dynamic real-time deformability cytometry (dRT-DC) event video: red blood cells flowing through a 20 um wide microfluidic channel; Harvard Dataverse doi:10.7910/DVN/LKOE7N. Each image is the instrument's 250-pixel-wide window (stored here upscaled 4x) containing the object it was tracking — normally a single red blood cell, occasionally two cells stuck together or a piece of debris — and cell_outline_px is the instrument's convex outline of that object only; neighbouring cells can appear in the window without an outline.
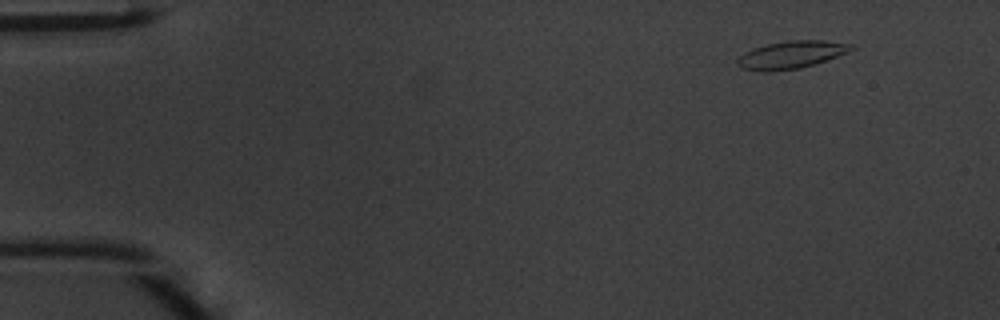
{"species": "common noctule bat (a hibernating species)", "species_latin": "Nyctalus noctula", "temperature_condition": "warm", "stored_images_in_passage": 44, "camera_frame_rate_fps": 3000, "um_per_image_px": 0.085, "animal": {"sex": "male", "body_mass_g": 20.1, "forearm_length_mm": 53.5}, "frame": {"image": 1, "passage_image": 1, "time_ms": 0.0, "image_size_px": [1000, 320], "cell_outline_px": [[856, 48], [848, 52], [816, 64], [800, 68], [768, 72], [764, 72], [740, 68], [736, 64], [736, 60], [744, 52], [752, 48], [768, 44], [788, 40], [824, 40], [852, 44]], "centroid_in_image_um": [67.24, 4.66], "position_along_channel_um": 17.8, "area_um2": 18.5}}
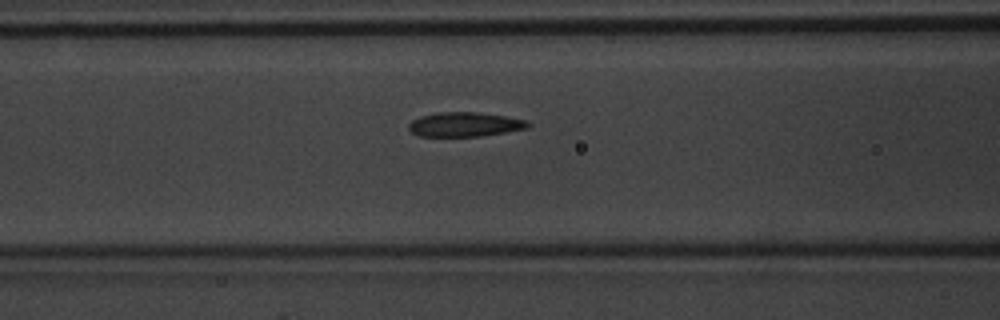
{"frame": {"image": 2, "passage_image": 16, "time_ms": 5.0, "image_size_px": [1000, 320], "cell_outline_px": [[528, 128], [480, 136], [420, 136], [412, 132], [408, 128], [408, 124], [412, 120], [420, 116], [440, 112], [476, 112], [504, 116], [528, 120]], "centroid_in_image_um": [39.48, 10.57], "position_along_channel_um": 127.1, "area_um2": 16.76}}
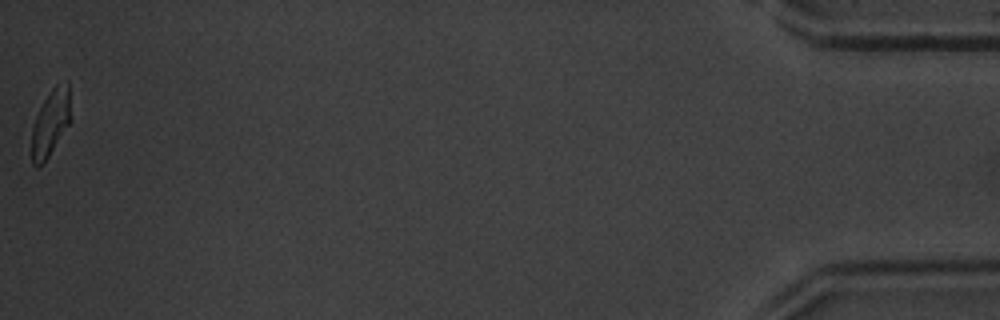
{"frame": {"image": 3, "passage_image": 44, "time_ms": 14.333, "image_size_px": [1000, 320], "cell_outline_px": [[72, 120], [44, 164], [36, 168], [32, 164], [32, 128], [36, 116], [44, 100], [52, 88], [56, 84], [68, 80]], "centroid_in_image_um": [4.33, 10.45], "position_along_channel_um": 430.9, "area_um2": 15.43}, "authors_computed_cell_mechanics": {"area_um2": 17.0221, "velocity_mm_per_s": 4.2489, "shape_relaxation_time_tau1_ms": 2.7162, "shape_relaxation_time_tau2_ms": 0.9965, "deformation_change_tau1": 0.1724, "deformation_change_tau2": 0.0893}}